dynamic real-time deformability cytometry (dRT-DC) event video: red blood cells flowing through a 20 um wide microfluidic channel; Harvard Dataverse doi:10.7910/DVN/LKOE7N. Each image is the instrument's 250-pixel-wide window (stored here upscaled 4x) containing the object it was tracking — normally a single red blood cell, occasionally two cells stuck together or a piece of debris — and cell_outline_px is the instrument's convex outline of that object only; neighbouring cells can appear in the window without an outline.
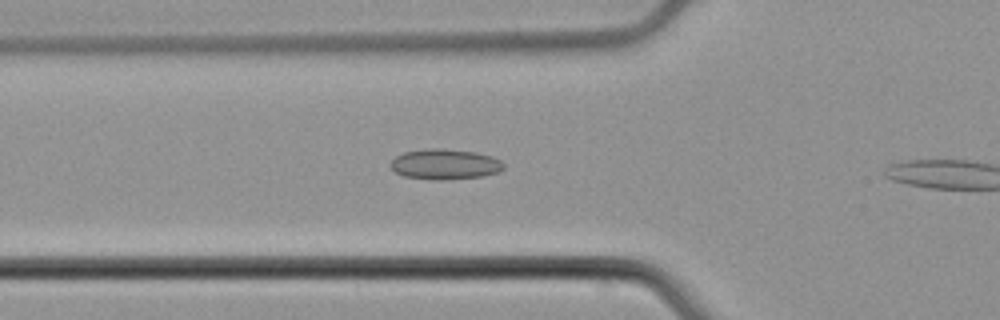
{"species": "common noctule bat (a hibernating species)", "species_latin": "Nyctalus noctula", "temperature_condition": "cold", "stored_images_in_passage": 5, "camera_frame_rate_fps": 3000, "um_per_image_px": 0.085, "animal": {"sex": "male", "body_mass_g": 21.5, "forearm_length_mm": 52.0}, "frame": {"image": 1, "passage_image": 4, "time_ms": 1.0, "image_size_px": [1000, 320], "cell_outline_px": [[504, 168], [500, 172], [484, 176], [440, 180], [436, 180], [404, 176], [396, 172], [388, 164], [396, 156], [404, 152], [428, 148], [440, 148], [476, 152], [492, 156], [500, 160], [504, 164]], "centroid_in_image_um": [37.84, 13.95], "position_along_channel_um": 88.0, "area_um2": 20.11}}